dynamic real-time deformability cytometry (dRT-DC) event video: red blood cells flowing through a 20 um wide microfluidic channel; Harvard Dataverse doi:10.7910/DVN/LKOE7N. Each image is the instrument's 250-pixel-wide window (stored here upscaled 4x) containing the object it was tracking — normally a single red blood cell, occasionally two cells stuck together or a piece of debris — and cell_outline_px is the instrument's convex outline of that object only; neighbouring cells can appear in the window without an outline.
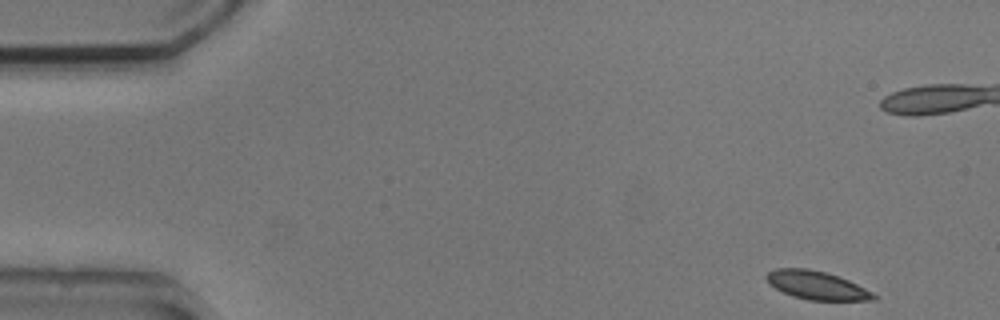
{"species": "common noctule bat (a hibernating species)", "species_latin": "Nyctalus noctula", "temperature_condition": "cold", "stored_images_in_passage": 6, "camera_frame_rate_fps": 3000, "um_per_image_px": 0.085, "animal": {"sex": "male", "body_mass_g": 20.5, "forearm_length_mm": 52.5}, "frame": {"image": 1, "passage_image": 1, "time_ms": 0.0, "image_size_px": [1000, 320], "cell_outline_px": [[876, 300], [808, 300], [792, 296], [768, 284], [764, 276], [768, 272], [776, 268], [808, 268], [840, 276], [872, 292], [876, 296]], "centroid_in_image_um": [69.38, 24.24], "position_along_channel_um": 15.6, "area_um2": 17.69}}